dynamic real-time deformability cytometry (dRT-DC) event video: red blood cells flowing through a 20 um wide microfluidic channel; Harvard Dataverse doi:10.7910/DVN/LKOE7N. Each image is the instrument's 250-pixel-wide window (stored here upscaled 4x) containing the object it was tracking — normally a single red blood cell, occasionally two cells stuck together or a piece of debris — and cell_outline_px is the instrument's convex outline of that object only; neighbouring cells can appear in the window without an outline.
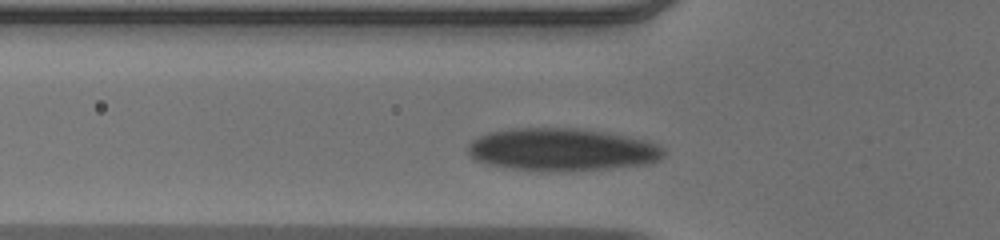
{"species": "human", "species_latin": "Homo sapiens", "temperature_condition": "warm", "stored_images_in_passage": 30, "camera_frame_rate_fps": 3000, "um_per_image_px": 0.085, "donor": {"sex": "male"}, "frame": {"image": 1, "passage_image": 3, "time_ms": 0.667, "image_size_px": [1000, 240], "cell_outline_px": [[664, 152], [656, 160], [644, 164], [604, 168], [560, 172], [540, 172], [512, 168], [488, 164], [476, 160], [468, 152], [468, 144], [472, 140], [488, 132], [512, 128], [572, 128], [620, 136], [640, 140], [652, 144], [660, 148]], "centroid_in_image_um": [47.6, 12.73], "position_along_channel_um": 78.2, "area_um2": 47.51}}
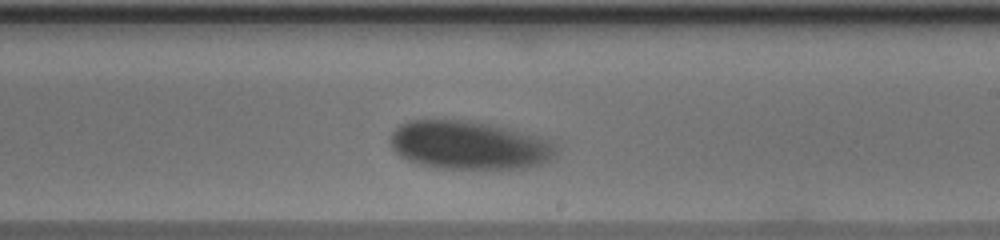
{"frame": {"image": 2, "passage_image": 17, "time_ms": 5.333, "image_size_px": [1000, 240], "cell_outline_px": [[556, 152], [540, 164], [520, 168], [436, 168], [420, 164], [400, 156], [392, 148], [392, 132], [400, 124], [408, 120], [464, 120], [484, 124], [500, 128], [544, 140], [552, 144], [556, 148]], "centroid_in_image_um": [39.73, 12.35], "position_along_channel_um": 249.3, "area_um2": 45.08}}
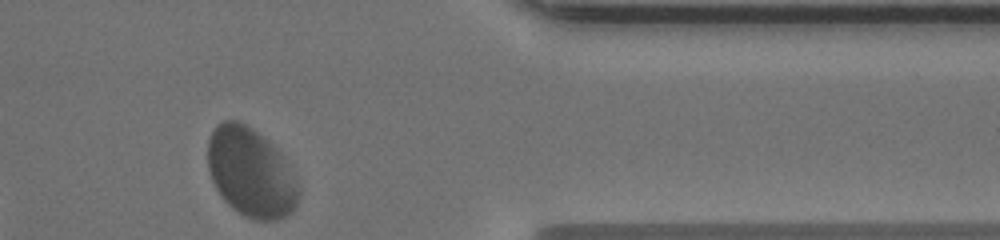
{"frame": {"image": 3, "passage_image": 30, "time_ms": 9.667, "image_size_px": [1000, 240], "cell_outline_px": [[296, 204], [292, 212], [276, 220], [256, 220], [244, 216], [232, 208], [224, 200], [216, 188], [212, 180], [208, 168], [208, 140], [216, 124], [224, 120], [236, 120], [252, 128], [268, 140], [280, 156], [296, 184]], "centroid_in_image_um": [21.23, 14.66], "position_along_channel_um": 390.2, "area_um2": 46.01}, "authors_computed_cell_mechanics": {"area_um2": 46.4423, "velocity_mm_per_s": 3.6702, "shape_relaxation_time_tau1_ms": 2.4487, "shape_relaxation_time_tau2_ms": null, "deformation_change_tau1": 0.0868, "deformation_change_tau2": null}}